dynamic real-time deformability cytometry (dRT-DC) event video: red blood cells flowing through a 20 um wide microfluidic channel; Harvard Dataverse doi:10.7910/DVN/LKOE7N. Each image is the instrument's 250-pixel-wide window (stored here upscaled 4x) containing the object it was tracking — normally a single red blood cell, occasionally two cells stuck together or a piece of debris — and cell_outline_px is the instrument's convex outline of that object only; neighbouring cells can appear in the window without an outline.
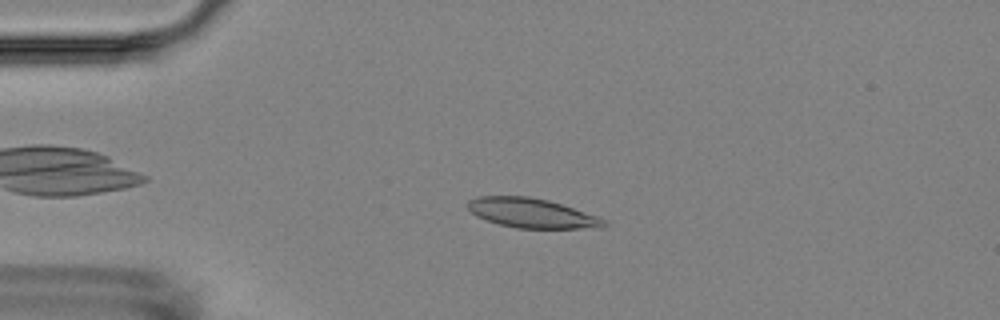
{"species": "Egyptian fruit bat (a non-hibernating species)", "species_latin": "Rousettus aegyptiacus", "temperature_condition": "room temperature", "stored_images_in_passage": 4, "camera_frame_rate_fps": 3000, "um_per_image_px": 0.085, "animal": {"sex": "female"}, "frame": {"image": 1, "passage_image": 3, "time_ms": 3.333, "image_size_px": [1000, 320], "cell_outline_px": [[608, 224], [604, 228], [516, 228], [500, 224], [476, 216], [468, 208], [468, 200], [476, 196], [528, 196], [548, 200], [600, 216], [608, 220]], "centroid_in_image_um": [45.27, 18.11], "position_along_channel_um": 39.7, "area_um2": 23.58}}